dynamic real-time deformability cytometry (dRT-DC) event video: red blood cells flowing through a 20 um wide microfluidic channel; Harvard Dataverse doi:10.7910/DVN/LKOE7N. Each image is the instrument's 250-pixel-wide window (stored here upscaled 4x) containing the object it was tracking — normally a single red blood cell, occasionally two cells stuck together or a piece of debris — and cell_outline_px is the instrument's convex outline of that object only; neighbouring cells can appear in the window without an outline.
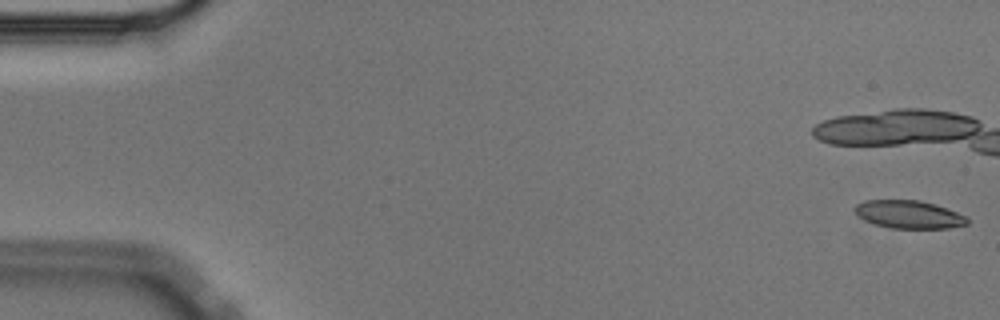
{"species": "Egyptian fruit bat (a non-hibernating species)", "species_latin": "Rousettus aegyptiacus", "temperature_condition": "cold", "stored_images_in_passage": 14, "camera_frame_rate_fps": 3000, "um_per_image_px": 0.085, "animal": {"sex": "male"}, "frame": {"image": 1, "passage_image": 1, "time_ms": 0.0, "image_size_px": [1000, 320], "cell_outline_px": [[968, 224], [948, 228], [892, 228], [872, 224], [864, 220], [852, 208], [856, 204], [864, 200], [920, 200], [968, 216]], "centroid_in_image_um": [77.22, 18.23], "position_along_channel_um": 7.8, "area_um2": 18.26}}